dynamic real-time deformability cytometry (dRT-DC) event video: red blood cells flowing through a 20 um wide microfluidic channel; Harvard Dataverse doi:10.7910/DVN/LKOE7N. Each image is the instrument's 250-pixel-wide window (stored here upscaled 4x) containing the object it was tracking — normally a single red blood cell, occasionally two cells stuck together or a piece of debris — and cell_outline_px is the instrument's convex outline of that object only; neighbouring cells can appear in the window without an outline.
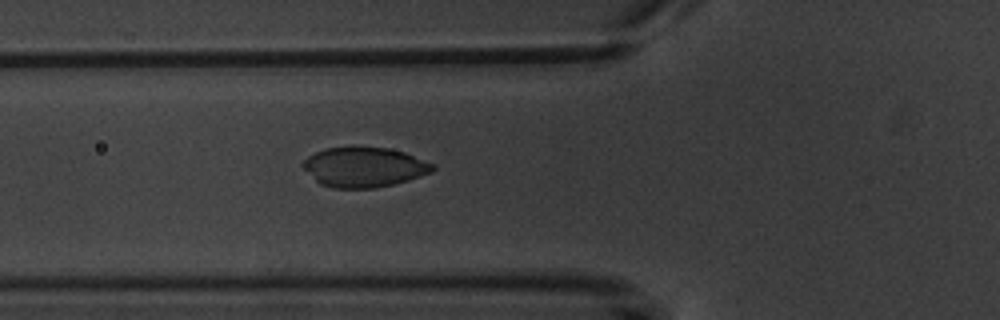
{"species": "common noctule bat (a hibernating species)", "species_latin": "Nyctalus noctula", "temperature_condition": "warm", "stored_images_in_passage": 4, "camera_frame_rate_fps": 3000, "um_per_image_px": 0.085, "animal": {"sex": "male", "body_mass_g": 20.1, "forearm_length_mm": 53.5}, "frame": {"image": 1, "passage_image": 4, "time_ms": 3.667, "image_size_px": [1000, 320], "cell_outline_px": [[436, 168], [432, 172], [408, 180], [376, 188], [332, 188], [320, 184], [300, 164], [308, 156], [324, 148], [356, 144], [388, 148], [404, 152], [436, 164]], "centroid_in_image_um": [30.95, 14.16], "position_along_channel_um": 94.8, "area_um2": 30.81}}